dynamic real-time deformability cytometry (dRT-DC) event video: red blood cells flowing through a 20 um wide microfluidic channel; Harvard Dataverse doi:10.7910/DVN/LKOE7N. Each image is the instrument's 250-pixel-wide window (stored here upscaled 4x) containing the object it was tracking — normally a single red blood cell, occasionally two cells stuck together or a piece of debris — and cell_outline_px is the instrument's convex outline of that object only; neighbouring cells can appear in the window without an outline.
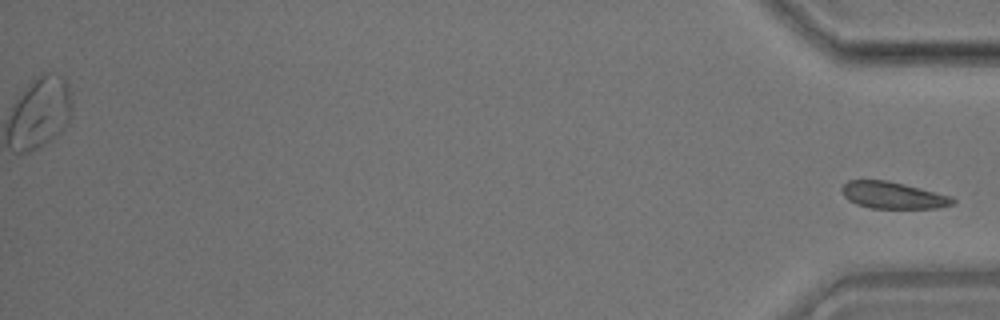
{"species": "common noctule bat (a hibernating species)", "species_latin": "Nyctalus noctula", "temperature_condition": "room temperature", "stored_images_in_passage": 34, "segment_of_instrument_passage": [2, 2], "camera_frame_rate_fps": 3000, "um_per_image_px": 0.085, "animal": {"sex": "male", "body_mass_g": 17.9}, "frame": {"image": 1, "passage_image": 34, "time_ms": 11.0, "image_size_px": [1000, 320], "cell_outline_px": [[956, 200], [952, 204], [936, 208], [868, 208], [856, 204], [848, 200], [844, 196], [840, 188], [848, 180], [888, 180], [952, 196]], "centroid_in_image_um": [75.87, 16.59], "position_along_channel_um": 359.3, "area_um2": 17.34}}